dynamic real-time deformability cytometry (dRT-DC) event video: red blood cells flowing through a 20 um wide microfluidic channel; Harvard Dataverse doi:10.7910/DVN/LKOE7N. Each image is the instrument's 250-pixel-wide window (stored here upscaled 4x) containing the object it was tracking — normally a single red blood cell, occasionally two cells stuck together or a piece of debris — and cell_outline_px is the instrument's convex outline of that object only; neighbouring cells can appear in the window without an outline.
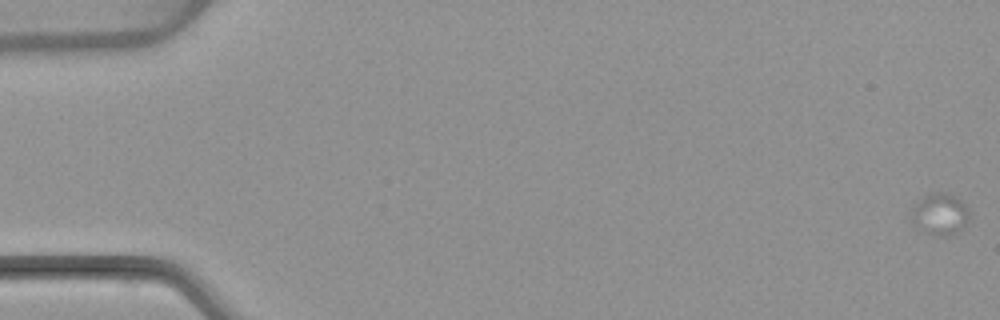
{"species": "common noctule bat (a hibernating species)", "species_latin": "Nyctalus noctula", "temperature_condition": "warm", "stored_images_in_passage": 6, "camera_frame_rate_fps": 3000, "um_per_image_px": 0.085, "animal": {"sex": "female", "body_mass_g": 22.7, "forearm_length_mm": 54.2}, "frame": {"image": 1, "passage_image": 1, "time_ms": 0.0, "image_size_px": [1000, 320], "cell_outline_px": [[968, 220], [960, 232], [952, 236], [932, 236], [912, 224], [908, 216], [912, 208], [924, 196], [936, 192], [948, 192], [956, 196], [968, 208]], "centroid_in_image_um": [79.88, 18.23], "position_along_channel_um": 5.1, "area_um2": 14.45}}